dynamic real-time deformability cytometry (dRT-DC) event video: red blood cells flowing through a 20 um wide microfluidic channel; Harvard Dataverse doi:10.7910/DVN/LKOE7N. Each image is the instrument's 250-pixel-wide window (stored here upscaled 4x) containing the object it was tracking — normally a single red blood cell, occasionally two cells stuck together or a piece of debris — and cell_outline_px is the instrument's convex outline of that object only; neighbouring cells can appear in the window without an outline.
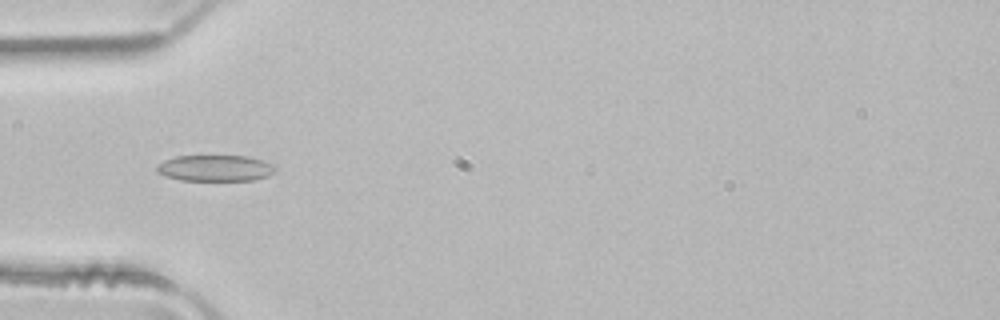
{"species": "common noctule bat (a hibernating species)", "species_latin": "Nyctalus noctula", "temperature_condition": "room temperature", "stored_images_in_passage": 50, "camera_frame_rate_fps": 3000, "um_per_image_px": 0.085, "animal": {"sex": "male", "body_mass_g": 21.5, "forearm_length_mm": 52.0}, "frame": {"image": 1, "passage_image": 16, "time_ms": 5.0, "image_size_px": [1000, 320], "cell_outline_px": [[276, 168], [268, 176], [252, 180], [180, 180], [164, 176], [156, 172], [156, 168], [164, 160], [176, 156], [248, 156], [272, 164]], "centroid_in_image_um": [18.25, 14.29], "position_along_channel_um": 66.7, "area_um2": 17.92}}
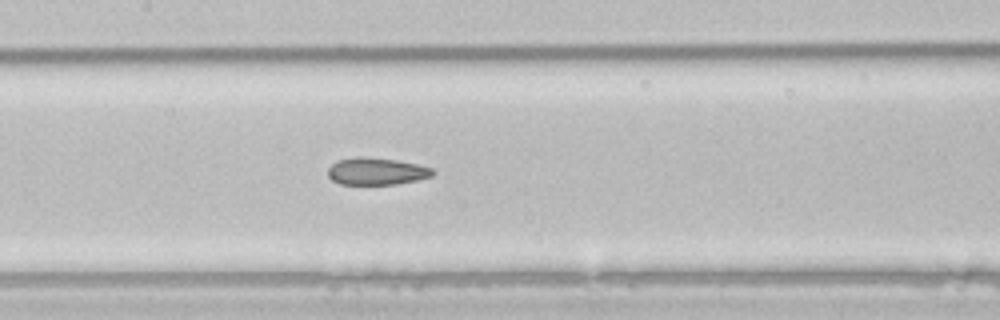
{"frame": {"image": 2, "passage_image": 24, "time_ms": 7.667, "image_size_px": [1000, 320], "cell_outline_px": [[436, 172], [432, 176], [416, 180], [396, 184], [340, 184], [332, 180], [328, 176], [328, 168], [336, 160], [356, 156], [364, 156], [396, 160], [416, 164], [432, 168]], "centroid_in_image_um": [31.97, 14.55], "position_along_channel_um": 175.4, "area_um2": 16.65}}
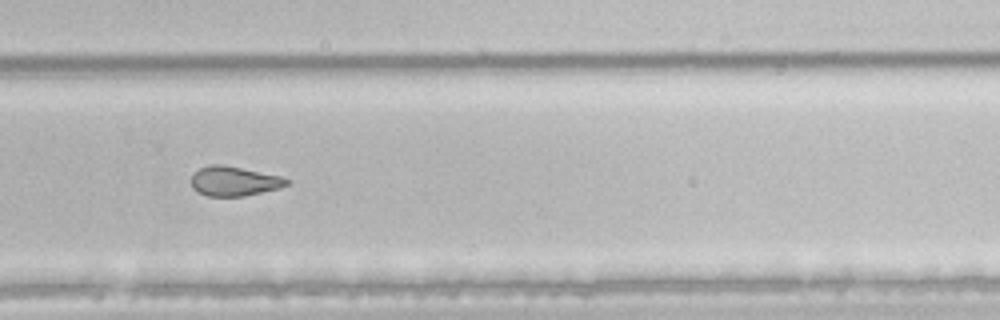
{"frame": {"image": 3, "passage_image": 34, "time_ms": 11.0, "image_size_px": [1000, 320], "cell_outline_px": [[288, 184], [280, 188], [244, 196], [208, 196], [192, 188], [192, 172], [200, 168], [212, 164], [224, 164], [280, 176], [288, 180]], "centroid_in_image_um": [19.88, 15.39], "position_along_channel_um": 309.9, "area_um2": 16.36}, "authors_computed_cell_mechanics": {"area_um2": 19.5653, "velocity_mm_per_s": 4.0542, "shape_relaxation_time_tau1_ms": null, "shape_relaxation_time_tau2_ms": 2.315, "deformation_change_tau1": null, "deformation_change_tau2": 0.0854}}